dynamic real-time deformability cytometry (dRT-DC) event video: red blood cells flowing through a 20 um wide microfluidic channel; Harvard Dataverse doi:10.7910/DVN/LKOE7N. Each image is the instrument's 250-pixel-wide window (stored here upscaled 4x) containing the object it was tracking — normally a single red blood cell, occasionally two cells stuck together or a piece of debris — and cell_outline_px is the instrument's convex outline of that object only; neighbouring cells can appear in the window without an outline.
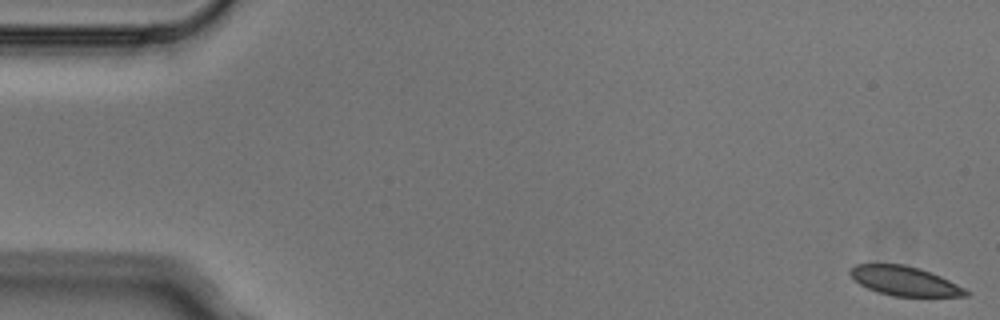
{"species": "Egyptian fruit bat (a non-hibernating species)", "species_latin": "Rousettus aegyptiacus", "temperature_condition": "cold", "stored_images_in_passage": 4, "camera_frame_rate_fps": 3000, "um_per_image_px": 0.085, "animal": {"sex": "male"}, "frame": {"image": 1, "passage_image": 1, "time_ms": 0.0, "image_size_px": [1000, 320], "cell_outline_px": [[968, 296], [892, 296], [876, 292], [860, 284], [848, 272], [856, 264], [904, 264], [920, 268], [940, 276], [964, 288], [968, 292]], "centroid_in_image_um": [76.87, 23.88], "position_along_channel_um": 8.1, "area_um2": 19.54}}
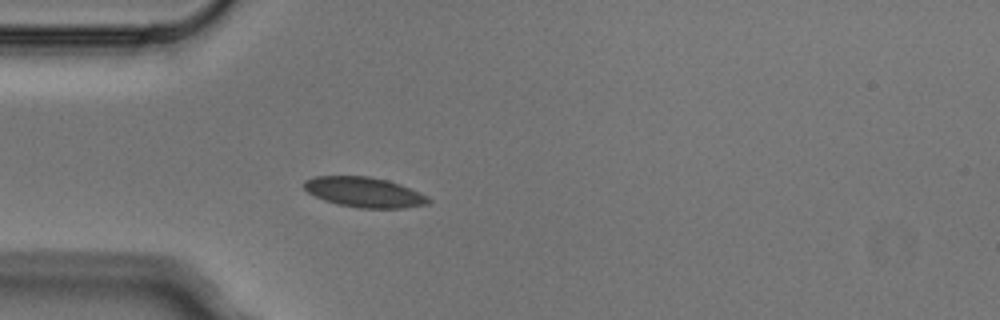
{"frame": {"image": 2, "passage_image": 4, "time_ms": 1.0, "image_size_px": [1000, 320], "cell_outline_px": [[432, 200], [428, 204], [404, 208], [360, 208], [336, 204], [324, 200], [308, 192], [304, 188], [304, 180], [312, 176], [368, 176], [388, 180], [400, 184], [420, 192], [428, 196]], "centroid_in_image_um": [30.98, 16.33], "position_along_channel_um": 54.0, "area_um2": 21.96}}